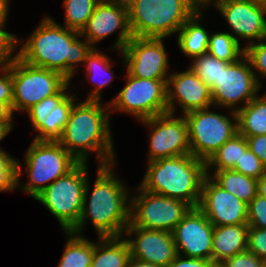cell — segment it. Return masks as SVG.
Here are the masks:
<instances>
[{"label": "cell", "instance_id": "6da1fadb", "mask_svg": "<svg viewBox=\"0 0 266 267\" xmlns=\"http://www.w3.org/2000/svg\"><path fill=\"white\" fill-rule=\"evenodd\" d=\"M79 37L80 32L62 27L46 16L23 44L18 57L29 65L56 71L70 81L75 65L85 62L94 49Z\"/></svg>", "mask_w": 266, "mask_h": 267}, {"label": "cell", "instance_id": "7a4b0ae2", "mask_svg": "<svg viewBox=\"0 0 266 267\" xmlns=\"http://www.w3.org/2000/svg\"><path fill=\"white\" fill-rule=\"evenodd\" d=\"M108 105V107H107ZM85 100L74 103L69 120L58 142L79 162H86L88 152H96L99 166L114 163L109 125V104ZM107 109V113L105 112Z\"/></svg>", "mask_w": 266, "mask_h": 267}, {"label": "cell", "instance_id": "3957f363", "mask_svg": "<svg viewBox=\"0 0 266 267\" xmlns=\"http://www.w3.org/2000/svg\"><path fill=\"white\" fill-rule=\"evenodd\" d=\"M111 165L98 166L97 178L90 198L88 179L84 191L83 210L78 224L70 231L81 235L89 216L99 238L121 237L129 225L128 191L115 178ZM88 198L89 203H88ZM88 203V205H87ZM128 205V206H127Z\"/></svg>", "mask_w": 266, "mask_h": 267}, {"label": "cell", "instance_id": "277c9868", "mask_svg": "<svg viewBox=\"0 0 266 267\" xmlns=\"http://www.w3.org/2000/svg\"><path fill=\"white\" fill-rule=\"evenodd\" d=\"M206 162L192 154L162 158L148 162L140 187L143 190L199 206Z\"/></svg>", "mask_w": 266, "mask_h": 267}, {"label": "cell", "instance_id": "5b68a950", "mask_svg": "<svg viewBox=\"0 0 266 267\" xmlns=\"http://www.w3.org/2000/svg\"><path fill=\"white\" fill-rule=\"evenodd\" d=\"M132 36L165 38L197 11L189 0H126Z\"/></svg>", "mask_w": 266, "mask_h": 267}, {"label": "cell", "instance_id": "8992f818", "mask_svg": "<svg viewBox=\"0 0 266 267\" xmlns=\"http://www.w3.org/2000/svg\"><path fill=\"white\" fill-rule=\"evenodd\" d=\"M87 172L86 162H79L35 197L57 218L65 232H70L81 217Z\"/></svg>", "mask_w": 266, "mask_h": 267}, {"label": "cell", "instance_id": "52a82bcc", "mask_svg": "<svg viewBox=\"0 0 266 267\" xmlns=\"http://www.w3.org/2000/svg\"><path fill=\"white\" fill-rule=\"evenodd\" d=\"M25 154L29 184L21 188L33 198L79 163L58 141L33 140Z\"/></svg>", "mask_w": 266, "mask_h": 267}, {"label": "cell", "instance_id": "ba28073f", "mask_svg": "<svg viewBox=\"0 0 266 267\" xmlns=\"http://www.w3.org/2000/svg\"><path fill=\"white\" fill-rule=\"evenodd\" d=\"M13 82L12 111H28L43 99L58 93L68 82L60 73L35 67L19 57L10 65Z\"/></svg>", "mask_w": 266, "mask_h": 267}, {"label": "cell", "instance_id": "9c48e42d", "mask_svg": "<svg viewBox=\"0 0 266 267\" xmlns=\"http://www.w3.org/2000/svg\"><path fill=\"white\" fill-rule=\"evenodd\" d=\"M201 109L185 114L188 124L191 154L204 162L229 139L238 133L237 114L232 110V120L227 115Z\"/></svg>", "mask_w": 266, "mask_h": 267}, {"label": "cell", "instance_id": "30bf717a", "mask_svg": "<svg viewBox=\"0 0 266 267\" xmlns=\"http://www.w3.org/2000/svg\"><path fill=\"white\" fill-rule=\"evenodd\" d=\"M130 199L129 225L172 232L192 208L184 201L143 190Z\"/></svg>", "mask_w": 266, "mask_h": 267}, {"label": "cell", "instance_id": "8fae6325", "mask_svg": "<svg viewBox=\"0 0 266 267\" xmlns=\"http://www.w3.org/2000/svg\"><path fill=\"white\" fill-rule=\"evenodd\" d=\"M127 85L109 104L110 108L130 113L144 120L168 112L167 80H150L131 76L127 72Z\"/></svg>", "mask_w": 266, "mask_h": 267}, {"label": "cell", "instance_id": "7c38bea8", "mask_svg": "<svg viewBox=\"0 0 266 267\" xmlns=\"http://www.w3.org/2000/svg\"><path fill=\"white\" fill-rule=\"evenodd\" d=\"M260 86L258 76L244 54L221 70L218 82L210 89L213 104L232 108L242 101L246 106L257 96Z\"/></svg>", "mask_w": 266, "mask_h": 267}, {"label": "cell", "instance_id": "4fadbf2b", "mask_svg": "<svg viewBox=\"0 0 266 267\" xmlns=\"http://www.w3.org/2000/svg\"><path fill=\"white\" fill-rule=\"evenodd\" d=\"M141 121L153 127L148 162L191 154L185 116L174 118L173 113L167 112Z\"/></svg>", "mask_w": 266, "mask_h": 267}, {"label": "cell", "instance_id": "5bb4252c", "mask_svg": "<svg viewBox=\"0 0 266 267\" xmlns=\"http://www.w3.org/2000/svg\"><path fill=\"white\" fill-rule=\"evenodd\" d=\"M163 38L134 37L121 51L125 66L131 76L167 80L168 58Z\"/></svg>", "mask_w": 266, "mask_h": 267}, {"label": "cell", "instance_id": "9a60e30c", "mask_svg": "<svg viewBox=\"0 0 266 267\" xmlns=\"http://www.w3.org/2000/svg\"><path fill=\"white\" fill-rule=\"evenodd\" d=\"M119 28L120 35L114 47L121 52L132 39L126 0H101L80 35L94 46L93 43L96 44Z\"/></svg>", "mask_w": 266, "mask_h": 267}, {"label": "cell", "instance_id": "2e32d148", "mask_svg": "<svg viewBox=\"0 0 266 267\" xmlns=\"http://www.w3.org/2000/svg\"><path fill=\"white\" fill-rule=\"evenodd\" d=\"M69 84L70 81L58 93L43 99L27 111L32 126L39 132L34 140L58 141L61 137L75 101L74 96L66 92Z\"/></svg>", "mask_w": 266, "mask_h": 267}, {"label": "cell", "instance_id": "e0dca14e", "mask_svg": "<svg viewBox=\"0 0 266 267\" xmlns=\"http://www.w3.org/2000/svg\"><path fill=\"white\" fill-rule=\"evenodd\" d=\"M247 207L246 203L225 191L206 172L198 208L214 226L247 224Z\"/></svg>", "mask_w": 266, "mask_h": 267}, {"label": "cell", "instance_id": "ac0fdd59", "mask_svg": "<svg viewBox=\"0 0 266 267\" xmlns=\"http://www.w3.org/2000/svg\"><path fill=\"white\" fill-rule=\"evenodd\" d=\"M214 225L198 208H191L172 231L177 253L211 260Z\"/></svg>", "mask_w": 266, "mask_h": 267}, {"label": "cell", "instance_id": "d6986e66", "mask_svg": "<svg viewBox=\"0 0 266 267\" xmlns=\"http://www.w3.org/2000/svg\"><path fill=\"white\" fill-rule=\"evenodd\" d=\"M215 7L225 17L239 43V37L266 40V6L249 0H222Z\"/></svg>", "mask_w": 266, "mask_h": 267}, {"label": "cell", "instance_id": "ffe728a7", "mask_svg": "<svg viewBox=\"0 0 266 267\" xmlns=\"http://www.w3.org/2000/svg\"><path fill=\"white\" fill-rule=\"evenodd\" d=\"M136 233V238L126 239L132 259L168 267L178 255L172 232L126 227L127 235Z\"/></svg>", "mask_w": 266, "mask_h": 267}, {"label": "cell", "instance_id": "44dd1931", "mask_svg": "<svg viewBox=\"0 0 266 267\" xmlns=\"http://www.w3.org/2000/svg\"><path fill=\"white\" fill-rule=\"evenodd\" d=\"M166 86L169 113H175V100L181 106L183 115L214 105L210 88L191 69L171 74L167 79Z\"/></svg>", "mask_w": 266, "mask_h": 267}, {"label": "cell", "instance_id": "7402d4cb", "mask_svg": "<svg viewBox=\"0 0 266 267\" xmlns=\"http://www.w3.org/2000/svg\"><path fill=\"white\" fill-rule=\"evenodd\" d=\"M248 224L214 226L211 261L225 262L247 250Z\"/></svg>", "mask_w": 266, "mask_h": 267}, {"label": "cell", "instance_id": "603a6c76", "mask_svg": "<svg viewBox=\"0 0 266 267\" xmlns=\"http://www.w3.org/2000/svg\"><path fill=\"white\" fill-rule=\"evenodd\" d=\"M121 237L99 238L94 243V253L90 267H125L131 258L130 247Z\"/></svg>", "mask_w": 266, "mask_h": 267}, {"label": "cell", "instance_id": "cb8c5ba5", "mask_svg": "<svg viewBox=\"0 0 266 267\" xmlns=\"http://www.w3.org/2000/svg\"><path fill=\"white\" fill-rule=\"evenodd\" d=\"M202 11H196L180 28L178 45L181 51L193 59L208 52L209 33L198 22Z\"/></svg>", "mask_w": 266, "mask_h": 267}, {"label": "cell", "instance_id": "d4e9b609", "mask_svg": "<svg viewBox=\"0 0 266 267\" xmlns=\"http://www.w3.org/2000/svg\"><path fill=\"white\" fill-rule=\"evenodd\" d=\"M238 133L244 137L266 134V98L255 97L246 106L234 108Z\"/></svg>", "mask_w": 266, "mask_h": 267}, {"label": "cell", "instance_id": "484cf974", "mask_svg": "<svg viewBox=\"0 0 266 267\" xmlns=\"http://www.w3.org/2000/svg\"><path fill=\"white\" fill-rule=\"evenodd\" d=\"M211 178L225 191L238 197L247 205L258 195V179L248 177L233 169L214 171Z\"/></svg>", "mask_w": 266, "mask_h": 267}, {"label": "cell", "instance_id": "4316f807", "mask_svg": "<svg viewBox=\"0 0 266 267\" xmlns=\"http://www.w3.org/2000/svg\"><path fill=\"white\" fill-rule=\"evenodd\" d=\"M69 240L58 267H90L94 253V243L82 235L66 232Z\"/></svg>", "mask_w": 266, "mask_h": 267}, {"label": "cell", "instance_id": "83f0119b", "mask_svg": "<svg viewBox=\"0 0 266 267\" xmlns=\"http://www.w3.org/2000/svg\"><path fill=\"white\" fill-rule=\"evenodd\" d=\"M247 149L246 138L237 133L226 141L206 162V172H209L208 168L211 166H215V171L232 169Z\"/></svg>", "mask_w": 266, "mask_h": 267}, {"label": "cell", "instance_id": "f1b7e54d", "mask_svg": "<svg viewBox=\"0 0 266 267\" xmlns=\"http://www.w3.org/2000/svg\"><path fill=\"white\" fill-rule=\"evenodd\" d=\"M87 62L86 71L88 72V77L90 80L92 79V84L95 85L94 90L90 93L88 98L86 100H93V101H100L101 100V90L107 86L111 81L113 80L114 72L111 69L110 66V59L105 56L104 54L98 52L95 48L92 50V52L87 56L85 59V63ZM99 72V73H98ZM101 72V73H100ZM112 72V73H111ZM106 73V74H105ZM98 74L100 75V78L104 75L110 74V78L107 75V78H103L101 81L93 82L95 79V76Z\"/></svg>", "mask_w": 266, "mask_h": 267}, {"label": "cell", "instance_id": "f546056e", "mask_svg": "<svg viewBox=\"0 0 266 267\" xmlns=\"http://www.w3.org/2000/svg\"><path fill=\"white\" fill-rule=\"evenodd\" d=\"M208 53L219 60L233 63L245 54V48H240V43L234 35L218 32L209 36Z\"/></svg>", "mask_w": 266, "mask_h": 267}, {"label": "cell", "instance_id": "4dcf8cb0", "mask_svg": "<svg viewBox=\"0 0 266 267\" xmlns=\"http://www.w3.org/2000/svg\"><path fill=\"white\" fill-rule=\"evenodd\" d=\"M101 0H64L65 27L81 32Z\"/></svg>", "mask_w": 266, "mask_h": 267}, {"label": "cell", "instance_id": "1f68e13d", "mask_svg": "<svg viewBox=\"0 0 266 267\" xmlns=\"http://www.w3.org/2000/svg\"><path fill=\"white\" fill-rule=\"evenodd\" d=\"M193 61L189 69L210 89L218 82L221 70L230 64L211 56L208 52L195 57Z\"/></svg>", "mask_w": 266, "mask_h": 267}, {"label": "cell", "instance_id": "d6a6232c", "mask_svg": "<svg viewBox=\"0 0 266 267\" xmlns=\"http://www.w3.org/2000/svg\"><path fill=\"white\" fill-rule=\"evenodd\" d=\"M22 169L19 161L0 149V191H11L19 184Z\"/></svg>", "mask_w": 266, "mask_h": 267}, {"label": "cell", "instance_id": "836d02e7", "mask_svg": "<svg viewBox=\"0 0 266 267\" xmlns=\"http://www.w3.org/2000/svg\"><path fill=\"white\" fill-rule=\"evenodd\" d=\"M232 169L254 179H259L266 173L260 159L249 148L242 153L240 160Z\"/></svg>", "mask_w": 266, "mask_h": 267}, {"label": "cell", "instance_id": "e575fe53", "mask_svg": "<svg viewBox=\"0 0 266 267\" xmlns=\"http://www.w3.org/2000/svg\"><path fill=\"white\" fill-rule=\"evenodd\" d=\"M247 224L249 227L266 228V199L257 195L247 207Z\"/></svg>", "mask_w": 266, "mask_h": 267}, {"label": "cell", "instance_id": "d590c367", "mask_svg": "<svg viewBox=\"0 0 266 267\" xmlns=\"http://www.w3.org/2000/svg\"><path fill=\"white\" fill-rule=\"evenodd\" d=\"M245 48V55L250 61L253 69H256L260 74L266 77V40L255 43L253 40Z\"/></svg>", "mask_w": 266, "mask_h": 267}, {"label": "cell", "instance_id": "8d00e7d4", "mask_svg": "<svg viewBox=\"0 0 266 267\" xmlns=\"http://www.w3.org/2000/svg\"><path fill=\"white\" fill-rule=\"evenodd\" d=\"M4 26L5 22L0 23V65L9 66L18 58V54L11 56L18 40L14 34L3 30Z\"/></svg>", "mask_w": 266, "mask_h": 267}, {"label": "cell", "instance_id": "74e56055", "mask_svg": "<svg viewBox=\"0 0 266 267\" xmlns=\"http://www.w3.org/2000/svg\"><path fill=\"white\" fill-rule=\"evenodd\" d=\"M247 250L266 263V228L249 227Z\"/></svg>", "mask_w": 266, "mask_h": 267}, {"label": "cell", "instance_id": "f35d334b", "mask_svg": "<svg viewBox=\"0 0 266 267\" xmlns=\"http://www.w3.org/2000/svg\"><path fill=\"white\" fill-rule=\"evenodd\" d=\"M228 267H266V263L254 253L246 250L225 261Z\"/></svg>", "mask_w": 266, "mask_h": 267}, {"label": "cell", "instance_id": "ab89813d", "mask_svg": "<svg viewBox=\"0 0 266 267\" xmlns=\"http://www.w3.org/2000/svg\"><path fill=\"white\" fill-rule=\"evenodd\" d=\"M0 102L6 103L11 109L13 105V82L9 66H0Z\"/></svg>", "mask_w": 266, "mask_h": 267}, {"label": "cell", "instance_id": "60d3db41", "mask_svg": "<svg viewBox=\"0 0 266 267\" xmlns=\"http://www.w3.org/2000/svg\"><path fill=\"white\" fill-rule=\"evenodd\" d=\"M248 148L260 159L266 169V134L245 137Z\"/></svg>", "mask_w": 266, "mask_h": 267}, {"label": "cell", "instance_id": "b9f144b4", "mask_svg": "<svg viewBox=\"0 0 266 267\" xmlns=\"http://www.w3.org/2000/svg\"><path fill=\"white\" fill-rule=\"evenodd\" d=\"M210 264L211 260L192 257L183 259L182 255L178 254L168 267H209Z\"/></svg>", "mask_w": 266, "mask_h": 267}, {"label": "cell", "instance_id": "7bdbcfd3", "mask_svg": "<svg viewBox=\"0 0 266 267\" xmlns=\"http://www.w3.org/2000/svg\"><path fill=\"white\" fill-rule=\"evenodd\" d=\"M12 116V109L6 103L0 102V123H12Z\"/></svg>", "mask_w": 266, "mask_h": 267}, {"label": "cell", "instance_id": "ee69618b", "mask_svg": "<svg viewBox=\"0 0 266 267\" xmlns=\"http://www.w3.org/2000/svg\"><path fill=\"white\" fill-rule=\"evenodd\" d=\"M125 267H162V266H159V265H156L150 262L139 261V260L130 258L127 261Z\"/></svg>", "mask_w": 266, "mask_h": 267}, {"label": "cell", "instance_id": "f6af8a7d", "mask_svg": "<svg viewBox=\"0 0 266 267\" xmlns=\"http://www.w3.org/2000/svg\"><path fill=\"white\" fill-rule=\"evenodd\" d=\"M258 195L266 199V173L258 179Z\"/></svg>", "mask_w": 266, "mask_h": 267}, {"label": "cell", "instance_id": "bcb514c9", "mask_svg": "<svg viewBox=\"0 0 266 267\" xmlns=\"http://www.w3.org/2000/svg\"><path fill=\"white\" fill-rule=\"evenodd\" d=\"M211 1L214 0H189V2L198 10L201 11L205 6L208 7ZM222 0H215L214 4L221 2Z\"/></svg>", "mask_w": 266, "mask_h": 267}, {"label": "cell", "instance_id": "7dc6e473", "mask_svg": "<svg viewBox=\"0 0 266 267\" xmlns=\"http://www.w3.org/2000/svg\"><path fill=\"white\" fill-rule=\"evenodd\" d=\"M10 0H0V23L5 22L8 15V6Z\"/></svg>", "mask_w": 266, "mask_h": 267}, {"label": "cell", "instance_id": "c3c4849f", "mask_svg": "<svg viewBox=\"0 0 266 267\" xmlns=\"http://www.w3.org/2000/svg\"><path fill=\"white\" fill-rule=\"evenodd\" d=\"M12 123H0V141L12 130Z\"/></svg>", "mask_w": 266, "mask_h": 267}, {"label": "cell", "instance_id": "681fc988", "mask_svg": "<svg viewBox=\"0 0 266 267\" xmlns=\"http://www.w3.org/2000/svg\"><path fill=\"white\" fill-rule=\"evenodd\" d=\"M209 267H228L225 262H215L211 261V264Z\"/></svg>", "mask_w": 266, "mask_h": 267}, {"label": "cell", "instance_id": "f907efd6", "mask_svg": "<svg viewBox=\"0 0 266 267\" xmlns=\"http://www.w3.org/2000/svg\"><path fill=\"white\" fill-rule=\"evenodd\" d=\"M249 1L256 3V4L266 6V0H249Z\"/></svg>", "mask_w": 266, "mask_h": 267}]
</instances>
